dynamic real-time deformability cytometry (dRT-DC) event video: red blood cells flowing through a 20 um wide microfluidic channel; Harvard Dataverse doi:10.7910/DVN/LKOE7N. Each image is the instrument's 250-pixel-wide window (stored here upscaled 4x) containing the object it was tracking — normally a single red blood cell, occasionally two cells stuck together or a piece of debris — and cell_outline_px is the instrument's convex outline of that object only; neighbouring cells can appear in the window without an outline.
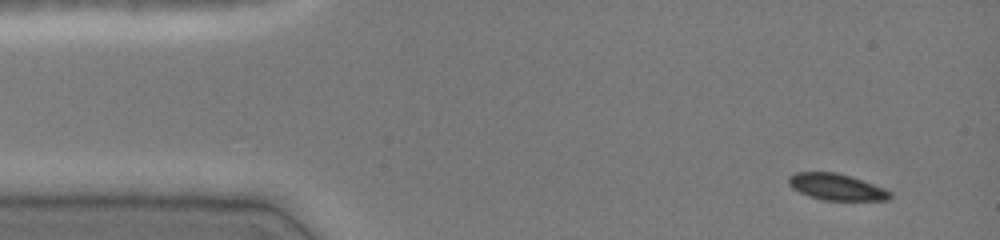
{"species": "common noctule bat (a hibernating species)", "species_latin": "Nyctalus noctula", "temperature_condition": "cold", "stored_images_in_passage": 44, "camera_frame_rate_fps": 3000, "um_per_image_px": 0.085, "animal": {"sex": "female", "body_mass_g": 19.0, "forearm_length_mm": 51.5}, "frame": {"image": 1, "passage_image": 1, "time_ms": 0.0, "image_size_px": [1000, 240], "cell_outline_px": [[892, 196], [888, 200], [824, 200], [808, 196], [792, 188], [788, 184], [788, 176], [796, 172], [836, 172], [852, 176], [884, 188], [892, 192]], "centroid_in_image_um": [71.1, 15.88], "position_along_channel_um": 13.9, "area_um2": 15.72}}
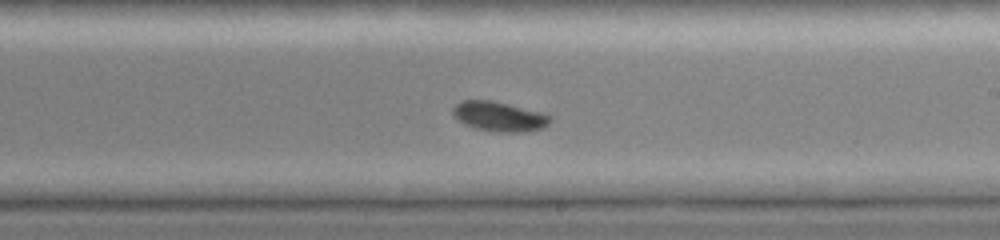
{"frame": {"image": 2, "passage_image": 25, "time_ms": 8.0, "image_size_px": [1000, 240], "cell_outline_px": [[552, 120], [548, 124], [540, 128], [520, 132], [504, 132], [476, 128], [464, 124], [452, 116], [452, 108], [456, 104], [464, 100], [492, 100], [540, 112], [552, 116]], "centroid_in_image_um": [42.4, 9.89], "position_along_channel_um": 246.6, "area_um2": 16.65}}
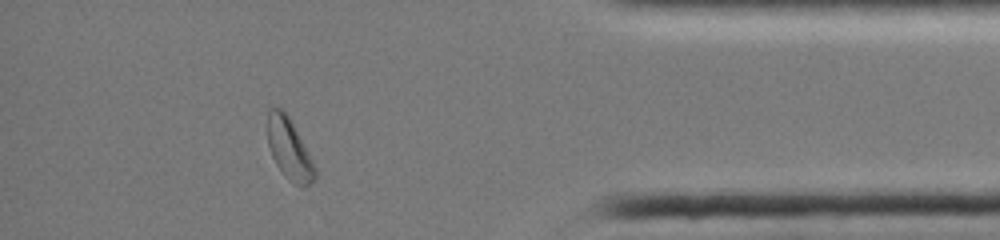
{"frame": {"image": 3, "passage_image": 39, "time_ms": 12.667, "image_size_px": [1000, 240], "cell_outline_px": [[316, 180], [304, 188], [288, 180], [284, 176], [276, 164], [272, 156], [268, 144], [268, 108], [280, 108], [288, 116], [308, 152], [316, 168]], "centroid_in_image_um": [24.59, 12.72], "position_along_channel_um": 410.6, "area_um2": 16.7}, "authors_computed_cell_mechanics": {"area_um2": 16.8198, "velocity_mm_per_s": 4.0191, "shape_relaxation_time_tau1_ms": 4.0445, "shape_relaxation_time_tau2_ms": null, "deformation_change_tau1": 0.0825, "deformation_change_tau2": null}}